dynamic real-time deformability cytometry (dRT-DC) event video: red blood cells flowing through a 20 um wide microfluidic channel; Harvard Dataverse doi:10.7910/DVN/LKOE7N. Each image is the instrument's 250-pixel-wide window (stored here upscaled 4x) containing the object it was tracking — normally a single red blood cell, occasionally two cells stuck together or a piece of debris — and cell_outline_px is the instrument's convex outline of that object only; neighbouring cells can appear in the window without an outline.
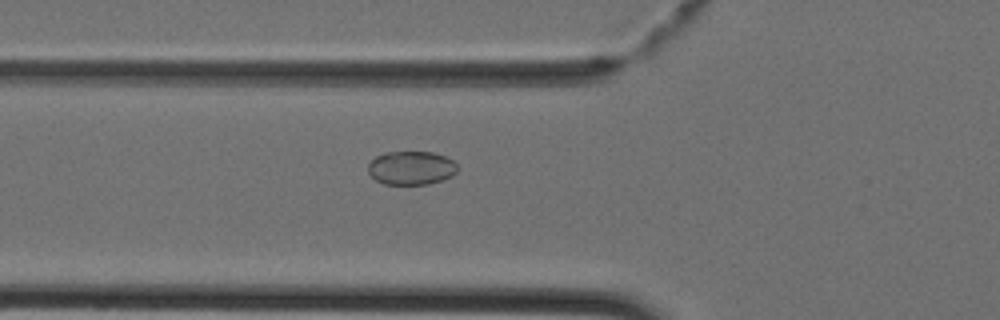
{"species": "Egyptian fruit bat (a non-hibernating species)", "species_latin": "Rousettus aegyptiacus", "temperature_condition": "cold", "stored_images_in_passage": 35, "camera_frame_rate_fps": 3000, "um_per_image_px": 0.085, "animal": {"sex": "female"}, "frame": {"image": 1, "passage_image": 10, "time_ms": 3.0, "image_size_px": [1000, 320], "cell_outline_px": [[456, 172], [452, 176], [428, 184], [384, 184], [376, 180], [368, 172], [368, 164], [376, 156], [384, 152], [432, 152], [444, 156], [452, 160], [456, 164]], "centroid_in_image_um": [34.93, 14.27], "position_along_channel_um": 90.9, "area_um2": 17.4}}
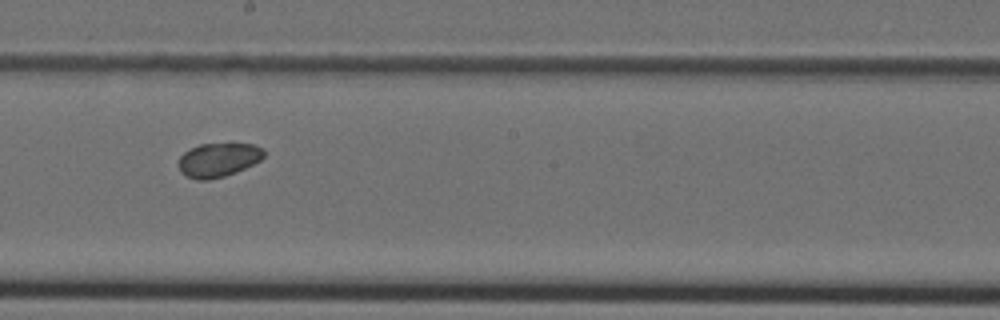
{"frame": {"image": 2, "passage_image": 19, "time_ms": 6.0, "image_size_px": [1000, 320], "cell_outline_px": [[264, 156], [260, 160], [236, 172], [224, 176], [208, 180], [196, 180], [184, 176], [180, 172], [176, 164], [180, 156], [184, 152], [200, 144], [252, 144], [264, 148]], "centroid_in_image_um": [18.5, 13.61], "position_along_channel_um": 229.7, "area_um2": 16.99}}
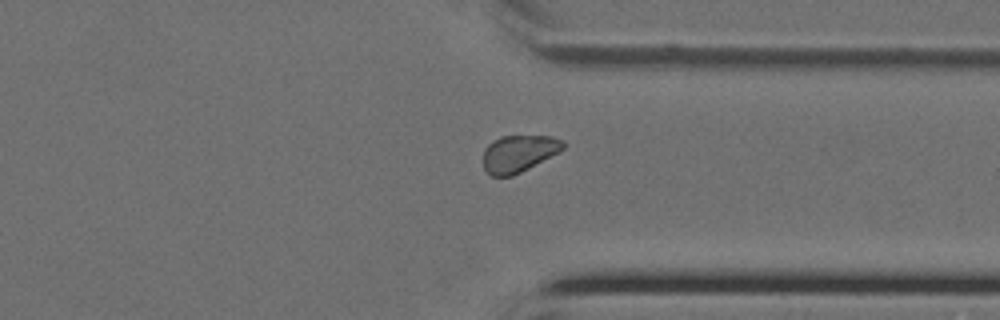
{"frame": {"image": 3, "passage_image": 28, "time_ms": 9.0, "image_size_px": [1000, 320], "cell_outline_px": [[564, 148], [528, 168], [512, 176], [492, 176], [484, 168], [484, 148], [492, 140], [500, 136], [552, 136], [564, 140]], "centroid_in_image_um": [44.06, 13.03], "position_along_channel_um": 367.3, "area_um2": 16.99}}